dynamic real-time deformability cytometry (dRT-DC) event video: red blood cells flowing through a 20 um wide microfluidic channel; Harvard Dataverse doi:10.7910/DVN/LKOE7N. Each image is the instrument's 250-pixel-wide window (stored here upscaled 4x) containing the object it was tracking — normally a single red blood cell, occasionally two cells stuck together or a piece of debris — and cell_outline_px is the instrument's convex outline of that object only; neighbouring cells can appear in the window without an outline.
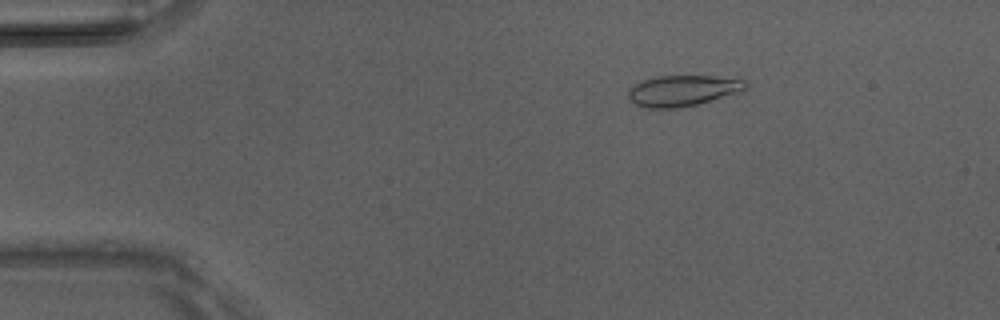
{"species": "Egyptian fruit bat (a non-hibernating species)", "species_latin": "Rousettus aegyptiacus", "temperature_condition": "room temperature", "stored_images_in_passage": 42, "camera_frame_rate_fps": 3000, "um_per_image_px": 0.085, "animal": {"sex": "male"}, "frame": {"image": 1, "passage_image": 3, "time_ms": 0.667, "image_size_px": [1000, 320], "cell_outline_px": [[748, 88], [740, 92], [696, 104], [676, 108], [648, 108], [636, 104], [628, 96], [628, 88], [644, 80], [660, 76], [712, 76], [744, 80], [748, 84]], "centroid_in_image_um": [58.05, 7.7], "position_along_channel_um": 27.0, "area_um2": 20.81}}
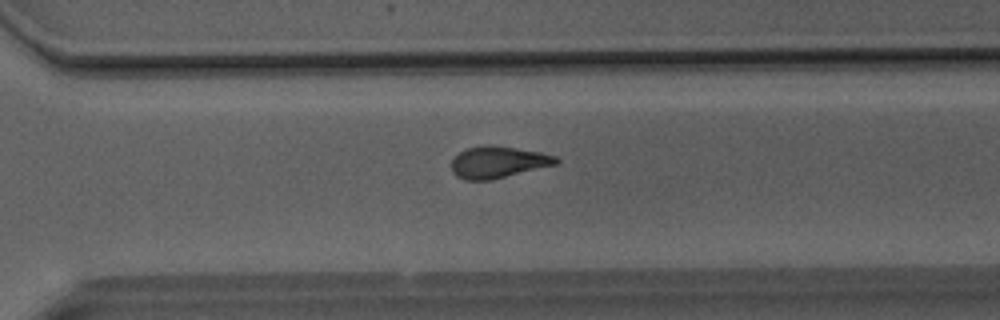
{"frame": {"image": 2, "passage_image": 30, "time_ms": 9.667, "image_size_px": [1000, 320], "cell_outline_px": [[560, 164], [492, 180], [464, 180], [456, 176], [452, 172], [452, 160], [460, 152], [468, 148], [484, 144], [492, 144], [540, 152], [556, 156], [560, 160]], "centroid_in_image_um": [42.38, 13.79], "position_along_channel_um": 328.2, "area_um2": 19.65}}
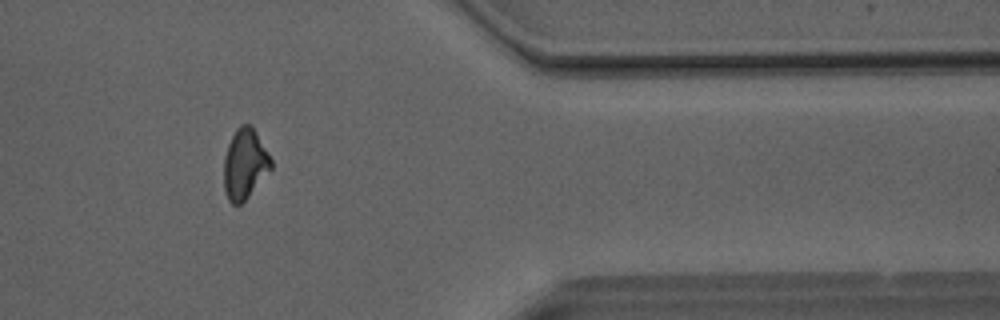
{"frame": {"image": 3, "passage_image": 36, "time_ms": 11.667, "image_size_px": [1000, 320], "cell_outline_px": [[272, 168], [248, 196], [240, 204], [232, 204], [228, 200], [224, 188], [224, 156], [228, 144], [236, 128], [240, 124], [252, 124], [268, 152], [272, 160]], "centroid_in_image_um": [20.8, 13.9], "position_along_channel_um": 390.6, "area_um2": 19.31}}